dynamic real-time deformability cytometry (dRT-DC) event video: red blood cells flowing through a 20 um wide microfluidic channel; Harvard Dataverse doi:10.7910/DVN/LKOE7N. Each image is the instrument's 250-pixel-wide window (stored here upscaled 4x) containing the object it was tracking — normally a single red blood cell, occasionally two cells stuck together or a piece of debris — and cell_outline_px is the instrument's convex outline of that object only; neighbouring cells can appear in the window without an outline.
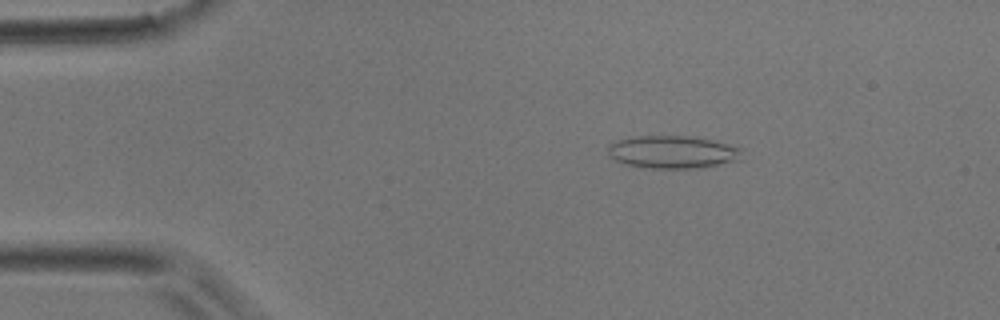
{"species": "common noctule bat (a hibernating species)", "species_latin": "Nyctalus noctula", "temperature_condition": "room temperature", "stored_images_in_passage": 4, "camera_frame_rate_fps": 3000, "um_per_image_px": 0.085, "animal": {"sex": "male", "body_mass_g": 17.9}, "frame": {"image": 1, "passage_image": 2, "time_ms": 0.333, "image_size_px": [1000, 320], "cell_outline_px": [[744, 148], [740, 160], [700, 168], [644, 168], [620, 164], [608, 152], [608, 144], [616, 140], [636, 136], [688, 136], [712, 140]], "centroid_in_image_um": [57.17, 12.93], "position_along_channel_um": 27.8, "area_um2": 25.84}}